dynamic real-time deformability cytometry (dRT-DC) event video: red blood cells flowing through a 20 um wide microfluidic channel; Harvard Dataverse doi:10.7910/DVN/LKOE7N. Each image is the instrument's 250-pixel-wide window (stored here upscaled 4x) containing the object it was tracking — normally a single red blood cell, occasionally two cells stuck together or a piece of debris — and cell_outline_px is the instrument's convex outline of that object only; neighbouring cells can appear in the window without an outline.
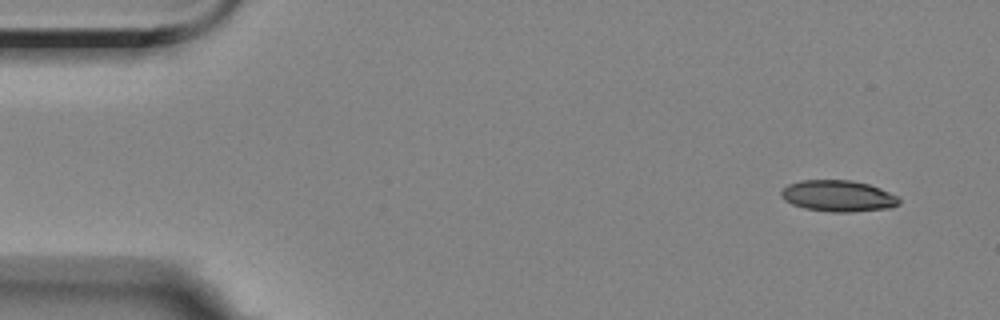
{"species": "Egyptian fruit bat (a non-hibernating species)", "species_latin": "Rousettus aegyptiacus", "temperature_condition": "room temperature", "stored_images_in_passage": 56, "camera_frame_rate_fps": 3000, "um_per_image_px": 0.085, "animal": {"sex": "female"}, "frame": {"image": 1, "passage_image": 4, "time_ms": 1.0, "image_size_px": [1000, 320], "cell_outline_px": [[900, 204], [892, 208], [852, 212], [832, 212], [804, 208], [792, 204], [784, 200], [780, 196], [780, 192], [788, 184], [800, 180], [852, 180], [868, 184], [880, 188], [900, 196]], "centroid_in_image_um": [71.27, 16.66], "position_along_channel_um": 13.7, "area_um2": 21.79}}
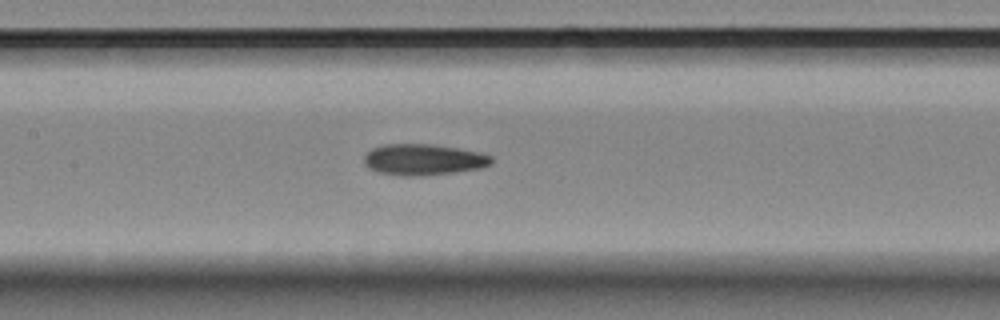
{"frame": {"image": 2, "passage_image": 26, "time_ms": 8.333, "image_size_px": [1000, 320], "cell_outline_px": [[492, 164], [484, 168], [452, 172], [412, 176], [408, 176], [380, 172], [364, 164], [364, 156], [372, 148], [384, 144], [432, 144], [480, 152], [492, 156]], "centroid_in_image_um": [36.03, 13.55], "position_along_channel_um": 171.4, "area_um2": 22.83}}
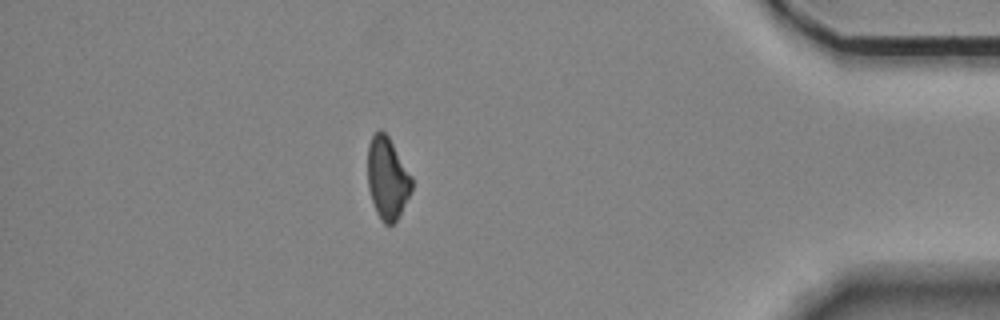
{"frame": {"image": 3, "passage_image": 49, "time_ms": 16.0, "image_size_px": [1000, 320], "cell_outline_px": [[412, 188], [396, 220], [392, 224], [384, 224], [380, 220], [376, 212], [368, 188], [368, 144], [372, 136], [380, 128], [388, 136], [412, 176]], "centroid_in_image_um": [32.91, 15.13], "position_along_channel_um": 402.3, "area_um2": 20.81}, "authors_computed_cell_mechanics": {"area_um2": 22.3686, "velocity_mm_per_s": 3.5542, "shape_relaxation_time_tau1_ms": 7.4752, "shape_relaxation_time_tau2_ms": 5.7259, "deformation_change_tau1": 0.1628, "deformation_change_tau2": 0.1426}}